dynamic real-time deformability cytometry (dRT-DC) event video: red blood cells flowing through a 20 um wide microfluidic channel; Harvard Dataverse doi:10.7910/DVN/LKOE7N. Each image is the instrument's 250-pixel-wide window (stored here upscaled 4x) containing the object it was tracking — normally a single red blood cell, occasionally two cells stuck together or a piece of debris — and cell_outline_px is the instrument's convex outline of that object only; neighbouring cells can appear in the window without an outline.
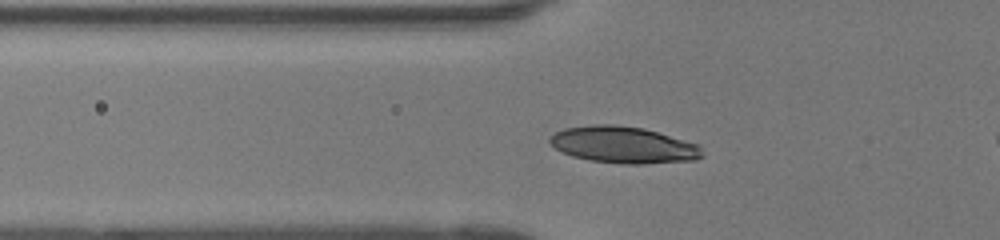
{"species": "human", "species_latin": "Homo sapiens", "temperature_condition": "room temperature", "stored_images_in_passage": 45, "camera_frame_rate_fps": 3000, "um_per_image_px": 0.085, "donor": {"sex": "female"}, "frame": {"image": 1, "passage_image": 13, "time_ms": 4.0, "image_size_px": [1000, 240], "cell_outline_px": [[704, 156], [696, 160], [644, 164], [624, 164], [592, 160], [572, 156], [556, 148], [548, 140], [548, 136], [564, 128], [592, 124], [612, 124], [644, 128], [700, 144]], "centroid_in_image_um": [53.03, 12.31], "position_along_channel_um": 72.8, "area_um2": 32.71}}
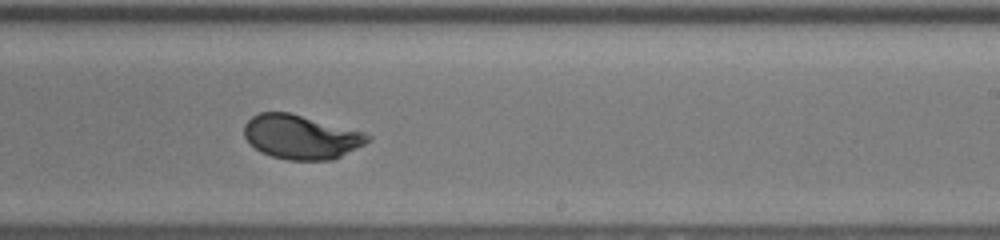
{"frame": {"image": 2, "passage_image": 27, "time_ms": 8.667, "image_size_px": [1000, 240], "cell_outline_px": [[372, 140], [332, 160], [288, 160], [272, 156], [260, 152], [244, 136], [244, 124], [252, 116], [260, 112], [288, 112], [364, 132], [372, 136]], "centroid_in_image_um": [25.58, 11.64], "position_along_channel_um": 263.4, "area_um2": 31.56}}
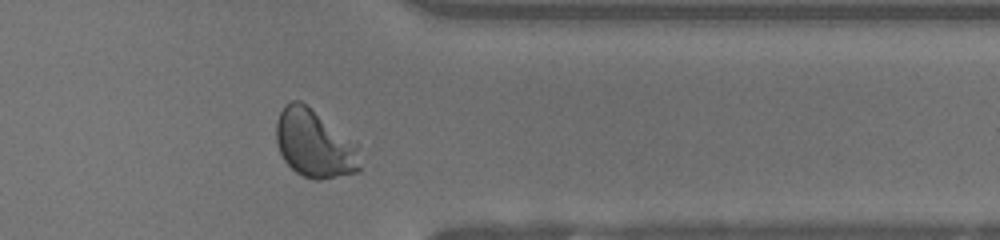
{"frame": {"image": 3, "passage_image": 36, "time_ms": 11.667, "image_size_px": [1000, 240], "cell_outline_px": [[360, 168], [356, 172], [320, 180], [316, 180], [304, 176], [296, 172], [284, 160], [280, 152], [276, 140], [276, 124], [280, 112], [292, 100], [300, 100], [356, 144]], "centroid_in_image_um": [26.69, 12.24], "position_along_channel_um": 384.7, "area_um2": 32.25}, "authors_computed_cell_mechanics": {"area_um2": 31.8478, "velocity_mm_per_s": 4.1253, "shape_relaxation_time_tau1_ms": 2.6463, "shape_relaxation_time_tau2_ms": null, "deformation_change_tau1": 0.1546, "deformation_change_tau2": null}}